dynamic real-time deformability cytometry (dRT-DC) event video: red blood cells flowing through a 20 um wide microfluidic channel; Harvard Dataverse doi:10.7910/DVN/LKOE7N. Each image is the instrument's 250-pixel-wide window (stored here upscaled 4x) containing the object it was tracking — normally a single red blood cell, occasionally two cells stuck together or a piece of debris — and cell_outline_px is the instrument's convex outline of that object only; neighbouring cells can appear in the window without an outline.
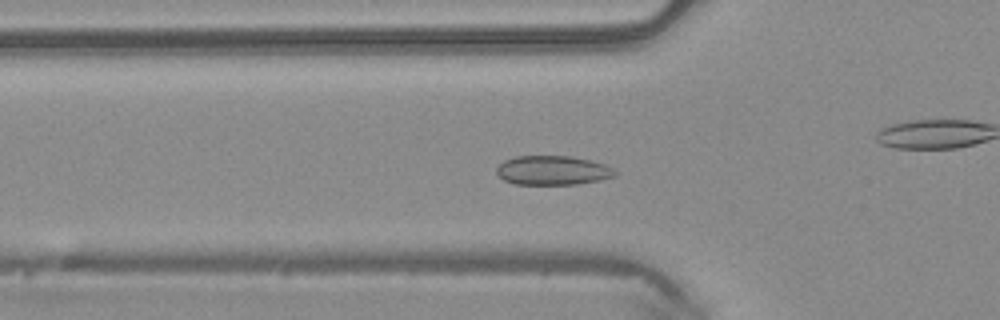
{"species": "common noctule bat (a hibernating species)", "species_latin": "Nyctalus noctula", "temperature_condition": "warm", "stored_images_in_passage": 51, "camera_frame_rate_fps": 3000, "um_per_image_px": 0.085, "animal": {"sex": "male", "body_mass_g": 20.4}, "frame": {"image": 1, "passage_image": 17, "time_ms": 5.333, "image_size_px": [1000, 320], "cell_outline_px": [[616, 176], [600, 180], [576, 184], [516, 184], [504, 180], [496, 172], [496, 168], [504, 160], [516, 156], [572, 156], [592, 160], [616, 168]], "centroid_in_image_um": [47.02, 14.47], "position_along_channel_um": 78.8, "area_um2": 20.29}}
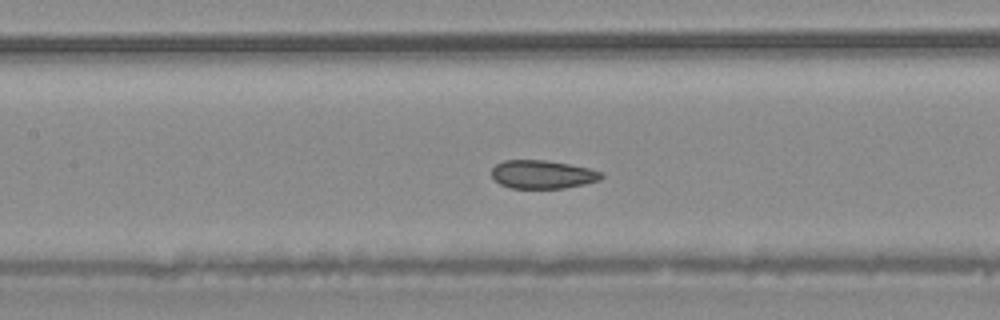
{"frame": {"image": 2, "passage_image": 23, "time_ms": 7.333, "image_size_px": [1000, 320], "cell_outline_px": [[604, 176], [600, 180], [584, 184], [564, 188], [512, 188], [500, 184], [492, 176], [492, 168], [496, 164], [504, 160], [548, 160], [588, 168], [604, 172]], "centroid_in_image_um": [46.13, 14.82], "position_along_channel_um": 161.3, "area_um2": 18.15}}
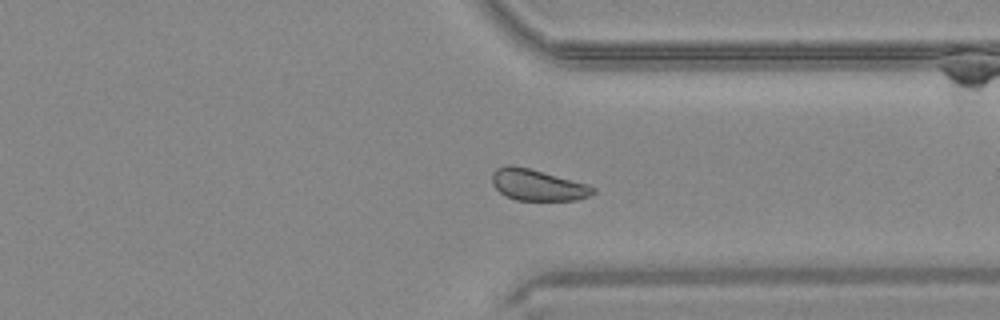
{"frame": {"image": 3, "passage_image": 38, "time_ms": 12.333, "image_size_px": [1000, 320], "cell_outline_px": [[596, 192], [588, 196], [576, 200], [516, 200], [500, 192], [492, 184], [492, 172], [496, 168], [508, 164], [512, 164], [528, 168], [588, 184], [596, 188]], "centroid_in_image_um": [45.68, 15.71], "position_along_channel_um": 365.7, "area_um2": 18.32}, "authors_computed_cell_mechanics": {"area_um2": 19.941, "velocity_mm_per_s": 4.0826, "shape_relaxation_time_tau1_ms": 3.2516, "shape_relaxation_time_tau2_ms": null, "deformation_change_tau1": 0.0536, "deformation_change_tau2": null}}